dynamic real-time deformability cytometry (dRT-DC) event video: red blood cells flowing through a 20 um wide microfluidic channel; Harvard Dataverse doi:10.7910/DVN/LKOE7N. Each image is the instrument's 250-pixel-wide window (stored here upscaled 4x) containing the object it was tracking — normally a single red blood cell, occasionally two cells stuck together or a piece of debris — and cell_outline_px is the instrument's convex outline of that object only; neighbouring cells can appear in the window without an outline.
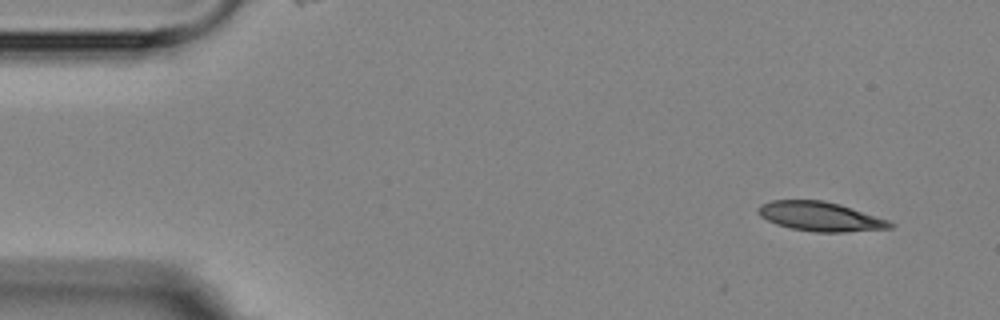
{"species": "Egyptian fruit bat (a non-hibernating species)", "species_latin": "Rousettus aegyptiacus", "temperature_condition": "room temperature", "stored_images_in_passage": 3, "camera_frame_rate_fps": 3000, "um_per_image_px": 0.085, "animal": {"sex": "female"}, "frame": {"image": 1, "passage_image": 3, "time_ms": 3.0, "image_size_px": [1000, 320], "cell_outline_px": [[896, 224], [892, 228], [844, 232], [816, 232], [792, 228], [776, 224], [760, 216], [756, 208], [760, 204], [772, 200], [824, 200], [840, 204], [888, 220]], "centroid_in_image_um": [69.72, 18.39], "position_along_channel_um": 15.3, "area_um2": 22.48}}